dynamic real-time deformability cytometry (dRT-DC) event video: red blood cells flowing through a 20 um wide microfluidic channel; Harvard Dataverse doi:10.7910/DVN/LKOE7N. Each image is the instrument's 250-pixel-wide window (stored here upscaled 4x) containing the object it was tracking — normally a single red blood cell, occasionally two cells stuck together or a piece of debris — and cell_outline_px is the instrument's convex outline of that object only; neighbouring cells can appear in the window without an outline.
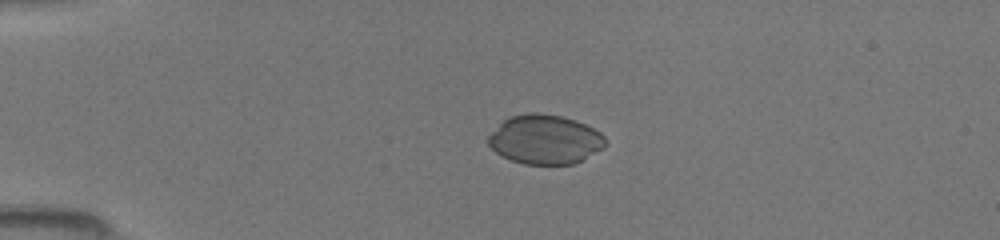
{"species": "common noctule bat (a hibernating species)", "species_latin": "Nyctalus noctula", "temperature_condition": "room temperature", "stored_images_in_passage": 49, "camera_frame_rate_fps": 3000, "um_per_image_px": 0.085, "animal": {"sex": "female", "body_mass_g": 19.5, "forearm_length_mm": 54.1}, "frame": {"image": 1, "passage_image": 12, "time_ms": 3.667, "image_size_px": [1000, 240], "cell_outline_px": [[608, 144], [604, 148], [572, 164], [524, 164], [512, 160], [496, 152], [488, 144], [488, 136], [508, 116], [528, 112], [536, 112], [560, 116], [576, 120], [600, 132], [604, 136]], "centroid_in_image_um": [46.33, 11.84], "position_along_channel_um": 38.7, "area_um2": 33.47}}
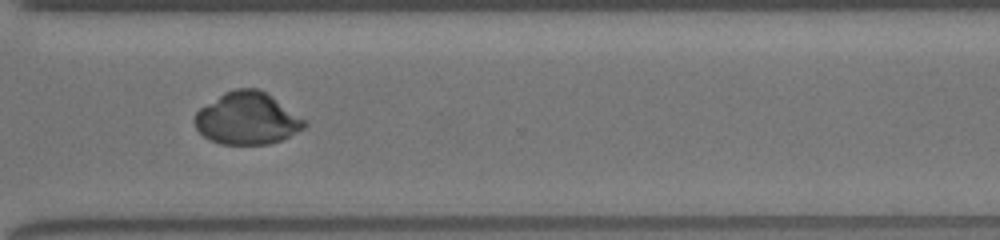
{"frame": {"image": 2, "passage_image": 37, "time_ms": 12.0, "image_size_px": [1000, 240], "cell_outline_px": [[308, 124], [304, 128], [280, 140], [268, 144], [220, 144], [208, 140], [196, 128], [192, 120], [196, 112], [200, 108], [224, 92], [236, 88], [260, 88], [308, 120]], "centroid_in_image_um": [21.01, 10.06], "position_along_channel_um": 349.6, "area_um2": 33.64}}